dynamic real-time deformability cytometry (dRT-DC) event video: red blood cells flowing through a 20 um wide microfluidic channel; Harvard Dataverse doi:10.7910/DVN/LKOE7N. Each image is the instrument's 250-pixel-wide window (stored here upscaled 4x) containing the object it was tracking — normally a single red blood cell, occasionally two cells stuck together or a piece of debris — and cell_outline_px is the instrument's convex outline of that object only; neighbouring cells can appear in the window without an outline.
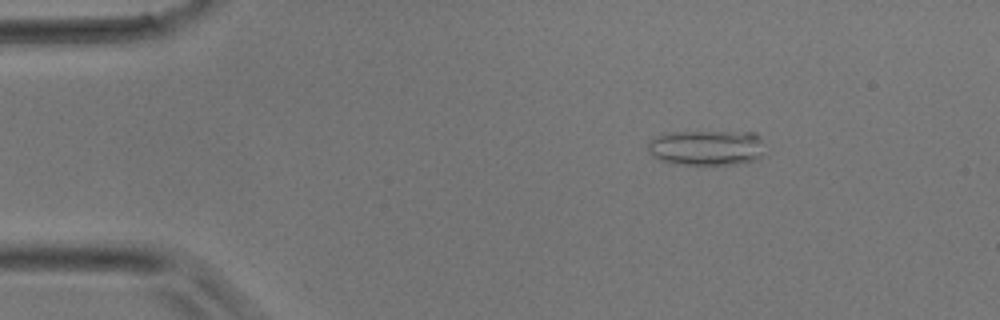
{"species": "common noctule bat (a hibernating species)", "species_latin": "Nyctalus noctula", "temperature_condition": "room temperature", "stored_images_in_passage": 4, "camera_frame_rate_fps": 3000, "um_per_image_px": 0.085, "animal": {"sex": "male", "body_mass_g": 17.9}, "frame": {"image": 1, "passage_image": 2, "time_ms": 0.333, "image_size_px": [1000, 320], "cell_outline_px": [[768, 156], [760, 160], [736, 164], [672, 164], [660, 160], [652, 156], [648, 148], [648, 140], [656, 136], [668, 132], [756, 132], [760, 136]], "centroid_in_image_um": [60.15, 12.56], "position_along_channel_um": 24.9, "area_um2": 24.8}}